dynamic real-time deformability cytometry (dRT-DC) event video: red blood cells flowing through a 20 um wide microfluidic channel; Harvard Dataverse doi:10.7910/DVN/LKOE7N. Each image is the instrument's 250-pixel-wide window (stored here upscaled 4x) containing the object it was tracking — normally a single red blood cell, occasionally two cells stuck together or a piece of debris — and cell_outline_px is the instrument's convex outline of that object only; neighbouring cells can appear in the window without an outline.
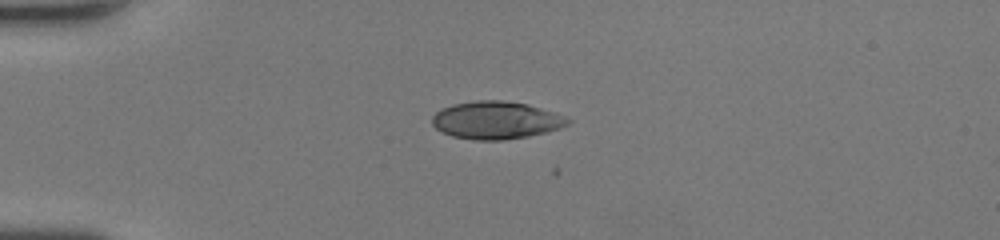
{"species": "human", "species_latin": "Homo sapiens", "temperature_condition": "room temperature", "stored_images_in_passage": 37, "camera_frame_rate_fps": 3000, "um_per_image_px": 0.085, "donor": {"sex": "female"}, "frame": {"image": 1, "passage_image": 1, "time_ms": 0.0, "image_size_px": [1000, 240], "cell_outline_px": [[572, 120], [568, 124], [560, 128], [548, 132], [528, 136], [504, 140], [472, 140], [452, 136], [436, 128], [432, 124], [432, 116], [440, 108], [452, 104], [476, 100], [500, 100], [528, 104], [556, 112], [568, 116]], "centroid_in_image_um": [42.19, 10.21], "position_along_channel_um": 42.8, "area_um2": 30.11}}
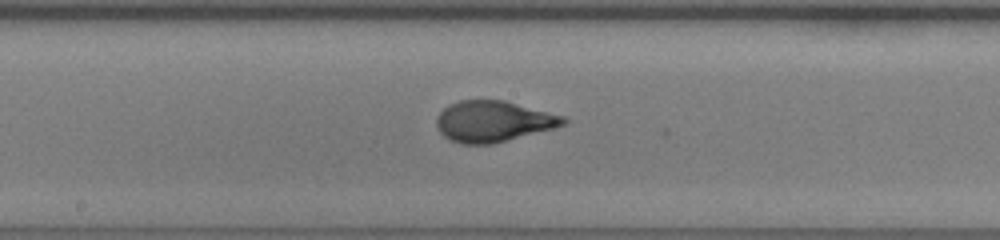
{"frame": {"image": 2, "passage_image": 15, "time_ms": 4.667, "image_size_px": [1000, 240], "cell_outline_px": [[568, 120], [564, 124], [552, 128], [492, 144], [460, 144], [448, 140], [440, 132], [436, 124], [436, 116], [444, 108], [460, 100], [504, 100], [564, 116]], "centroid_in_image_um": [41.88, 10.32], "position_along_channel_um": 206.3, "area_um2": 30.06}}
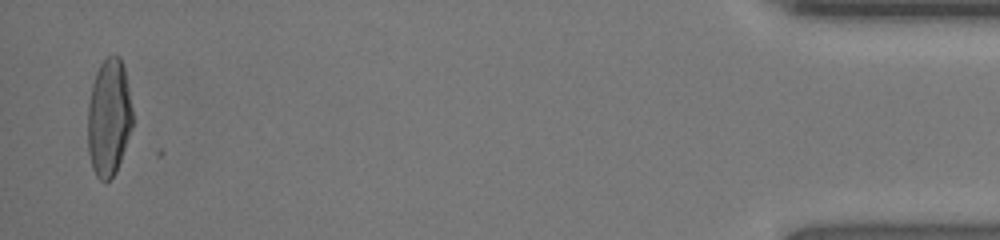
{"frame": {"image": 3, "passage_image": 36, "time_ms": 11.667, "image_size_px": [1000, 240], "cell_outline_px": [[132, 128], [116, 172], [108, 180], [100, 180], [96, 176], [92, 168], [88, 152], [88, 104], [92, 84], [96, 72], [100, 64], [108, 56], [120, 56], [124, 68], [132, 108]], "centroid_in_image_um": [9.24, 10.0], "position_along_channel_um": 426.0, "area_um2": 30.52}, "authors_computed_cell_mechanics": {"area_um2": 29.8248, "velocity_mm_per_s": 4.3173, "shape_relaxation_time_tau1_ms": 4.6666, "shape_relaxation_time_tau2_ms": null, "deformation_change_tau1": 0.2655, "deformation_change_tau2": null}}